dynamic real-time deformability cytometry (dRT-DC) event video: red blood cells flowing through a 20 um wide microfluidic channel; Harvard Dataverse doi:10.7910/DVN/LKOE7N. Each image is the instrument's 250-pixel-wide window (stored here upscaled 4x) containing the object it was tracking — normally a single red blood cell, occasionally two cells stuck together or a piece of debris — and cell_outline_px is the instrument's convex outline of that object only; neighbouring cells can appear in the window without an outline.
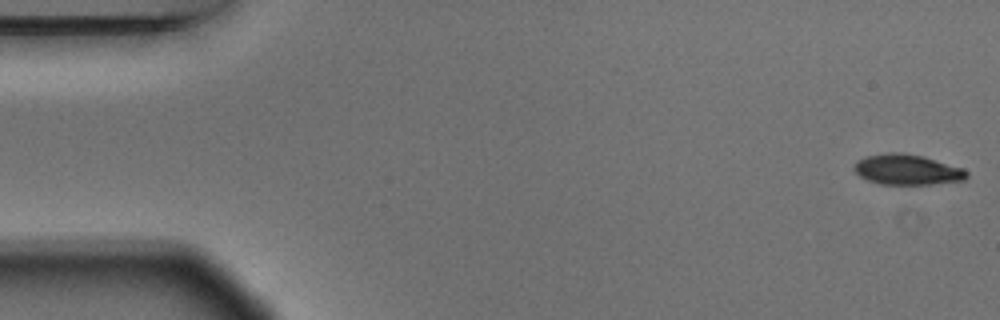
{"species": "Egyptian fruit bat (a non-hibernating species)", "species_latin": "Rousettus aegyptiacus", "temperature_condition": "warm", "stored_images_in_passage": 5, "camera_frame_rate_fps": 3000, "um_per_image_px": 0.085, "animal": {"sex": "male"}, "frame": {"image": 1, "passage_image": 1, "time_ms": 0.0, "image_size_px": [1000, 320], "cell_outline_px": [[968, 176], [964, 180], [932, 184], [880, 184], [868, 180], [860, 176], [852, 168], [856, 160], [864, 156], [888, 152], [904, 152], [924, 156], [964, 168], [968, 172]], "centroid_in_image_um": [77.1, 14.4], "position_along_channel_um": 7.9, "area_um2": 20.23}}
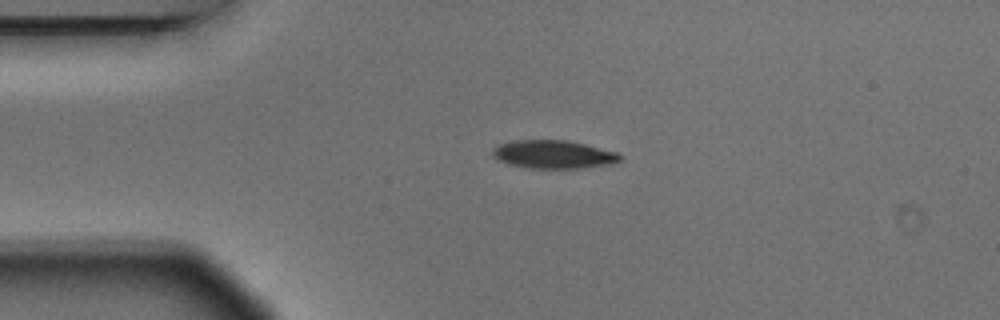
{"frame": {"image": 2, "passage_image": 4, "time_ms": 1.0, "image_size_px": [1000, 320], "cell_outline_px": [[624, 156], [620, 160], [612, 164], [580, 168], [528, 168], [508, 164], [492, 156], [492, 148], [500, 144], [512, 140], [568, 140], [616, 152]], "centroid_in_image_um": [47.03, 13.12], "position_along_channel_um": 38.0, "area_um2": 20.98}}